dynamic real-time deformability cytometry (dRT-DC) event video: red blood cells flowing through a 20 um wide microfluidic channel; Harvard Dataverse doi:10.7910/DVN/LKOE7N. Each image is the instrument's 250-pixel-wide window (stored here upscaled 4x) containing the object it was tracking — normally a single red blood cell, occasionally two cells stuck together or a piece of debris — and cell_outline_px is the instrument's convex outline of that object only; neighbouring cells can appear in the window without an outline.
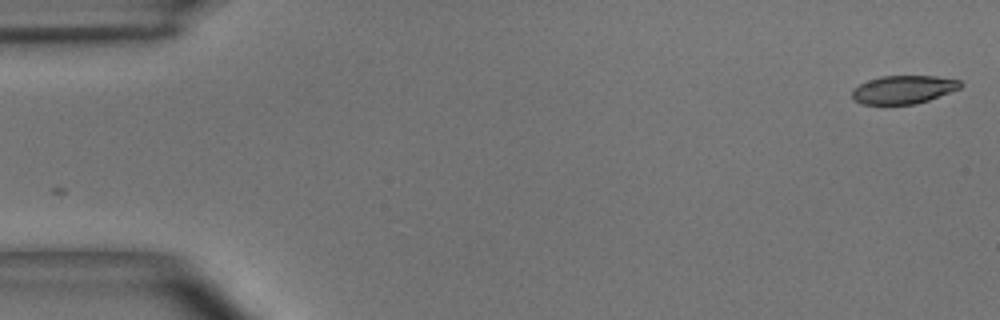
{"species": "common noctule bat (a hibernating species)", "species_latin": "Nyctalus noctula", "temperature_condition": "room temperature", "stored_images_in_passage": 54, "camera_frame_rate_fps": 3000, "um_per_image_px": 0.085, "animal": {"sex": "male", "body_mass_g": 15.6}, "frame": {"image": 1, "passage_image": 1, "time_ms": 0.0, "image_size_px": [1000, 320], "cell_outline_px": [[964, 84], [960, 88], [928, 100], [916, 104], [864, 104], [852, 100], [852, 88], [868, 80], [880, 76], [936, 76], [960, 80]], "centroid_in_image_um": [76.77, 7.61], "position_along_channel_um": 8.2, "area_um2": 17.86}}
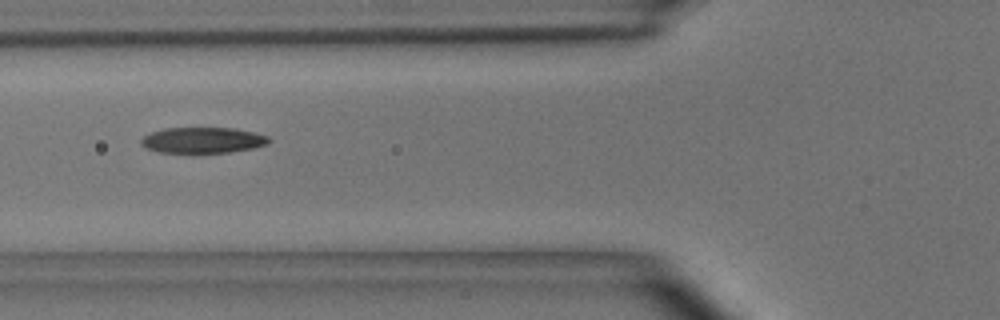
{"frame": {"image": 2, "passage_image": 20, "time_ms": 6.333, "image_size_px": [1000, 320], "cell_outline_px": [[272, 140], [268, 144], [252, 148], [228, 152], [160, 152], [148, 148], [140, 144], [140, 140], [144, 136], [152, 132], [164, 128], [236, 128], [268, 136]], "centroid_in_image_um": [17.25, 11.9], "position_along_channel_um": 108.5, "area_um2": 19.02}}
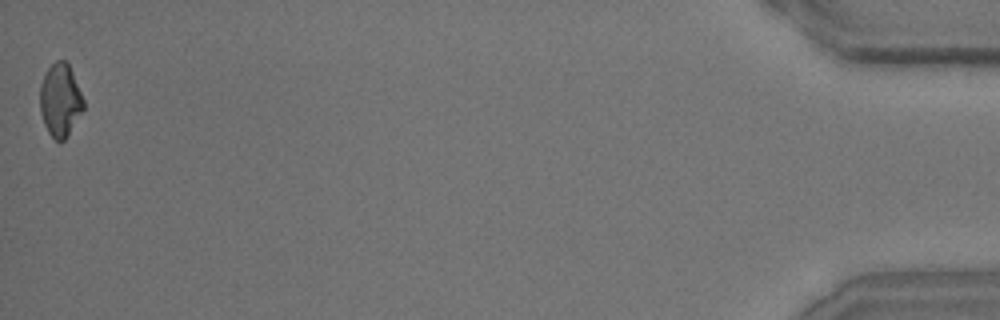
{"frame": {"image": 3, "passage_image": 54, "time_ms": 17.667, "image_size_px": [1000, 320], "cell_outline_px": [[84, 108], [64, 140], [56, 140], [48, 132], [44, 124], [40, 112], [40, 84], [44, 72], [56, 60], [64, 60], [68, 64], [72, 72], [84, 100]], "centroid_in_image_um": [5.1, 8.48], "position_along_channel_um": 430.1, "area_um2": 18.32}, "authors_computed_cell_mechanics": {"area_um2": 19.4497, "velocity_mm_per_s": 3.6522, "shape_relaxation_time_tau1_ms": 6.9756, "shape_relaxation_time_tau2_ms": 3.1437, "deformation_change_tau1": 0.1878, "deformation_change_tau2": 0.1043}}